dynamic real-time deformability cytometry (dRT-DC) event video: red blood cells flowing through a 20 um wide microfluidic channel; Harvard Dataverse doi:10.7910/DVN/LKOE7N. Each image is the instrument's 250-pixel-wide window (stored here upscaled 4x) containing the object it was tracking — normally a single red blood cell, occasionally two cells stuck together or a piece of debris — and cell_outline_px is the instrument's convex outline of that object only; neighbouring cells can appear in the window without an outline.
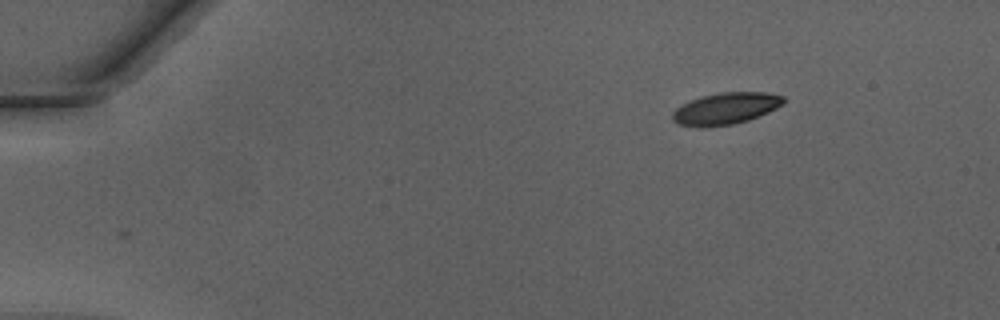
{"species": "Egyptian fruit bat (a non-hibernating species)", "species_latin": "Rousettus aegyptiacus", "temperature_condition": "warm", "stored_images_in_passage": 40, "camera_frame_rate_fps": 3000, "um_per_image_px": 0.085, "animal": {"sex": "male"}, "frame": {"image": 1, "passage_image": 1, "time_ms": 0.0, "image_size_px": [1000, 320], "cell_outline_px": [[784, 104], [768, 112], [748, 120], [732, 124], [704, 128], [700, 128], [676, 124], [672, 120], [672, 112], [680, 104], [704, 96], [720, 92], [768, 92], [784, 96]], "centroid_in_image_um": [61.66, 9.23], "position_along_channel_um": 23.3, "area_um2": 20.69}}
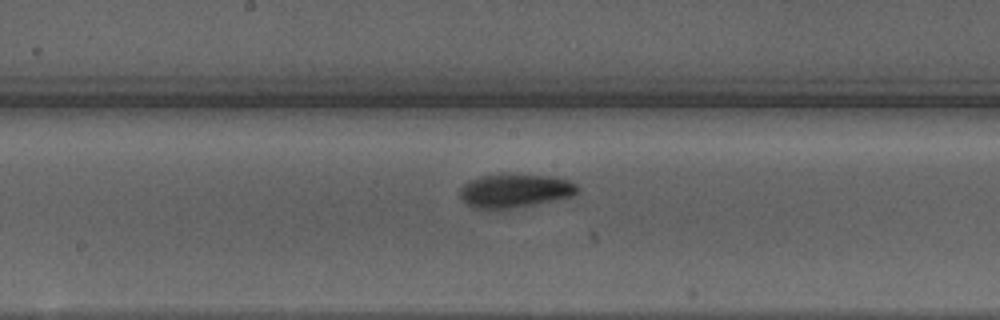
{"frame": {"image": 2, "passage_image": 21, "time_ms": 6.667, "image_size_px": [1000, 320], "cell_outline_px": [[580, 192], [572, 196], [512, 208], [472, 208], [460, 196], [460, 188], [468, 180], [480, 176], [500, 172], [556, 176], [568, 180], [576, 184], [580, 188]], "centroid_in_image_um": [43.78, 16.15], "position_along_channel_um": 204.4, "area_um2": 23.47}}
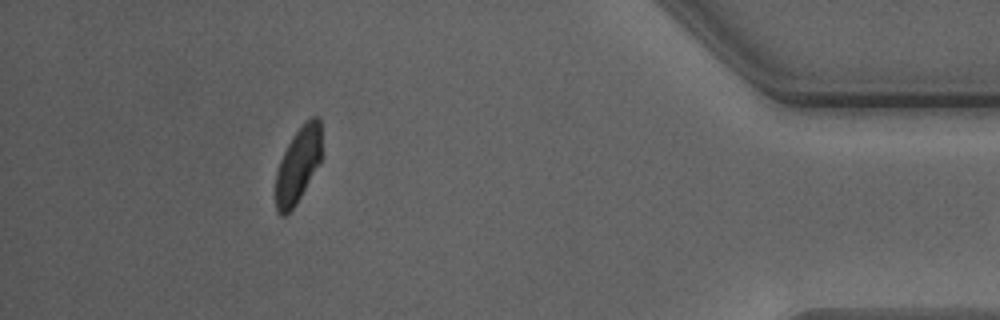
{"frame": {"image": 3, "passage_image": 39, "time_ms": 12.667, "image_size_px": [1000, 320], "cell_outline_px": [[320, 160], [296, 204], [284, 216], [280, 216], [276, 212], [276, 172], [280, 160], [292, 136], [312, 116], [320, 116]], "centroid_in_image_um": [25.3, 14.04], "position_along_channel_um": 409.9, "area_um2": 19.65}}